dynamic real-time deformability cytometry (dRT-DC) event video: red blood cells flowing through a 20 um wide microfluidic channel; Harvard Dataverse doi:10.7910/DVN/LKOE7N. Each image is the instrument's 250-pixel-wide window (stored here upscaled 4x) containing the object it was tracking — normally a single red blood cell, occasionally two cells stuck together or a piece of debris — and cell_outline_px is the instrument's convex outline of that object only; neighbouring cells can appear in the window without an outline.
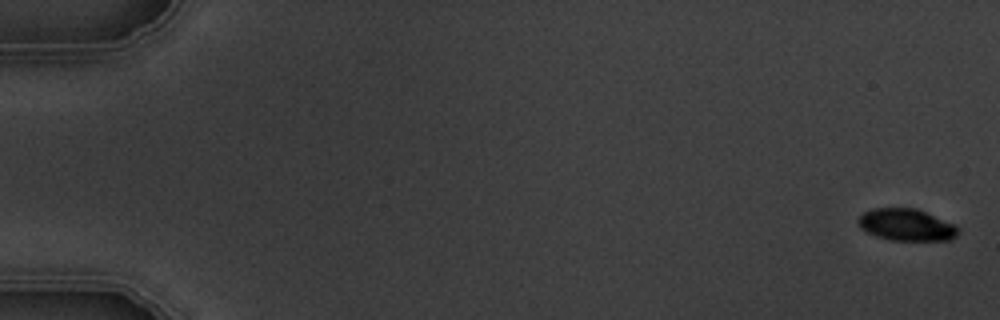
{"species": "common noctule bat (a hibernating species)", "species_latin": "Nyctalus noctula", "temperature_condition": "warm", "stored_images_in_passage": 4, "camera_frame_rate_fps": 3000, "um_per_image_px": 0.085, "animal": {"sex": "male", "body_mass_g": 19.5, "forearm_length_mm": 54.6}, "frame": {"image": 1, "passage_image": 1, "time_ms": 0.0, "image_size_px": [1000, 320], "cell_outline_px": [[960, 232], [952, 240], [888, 240], [864, 232], [860, 228], [856, 220], [864, 212], [872, 208], [916, 208], [952, 224], [960, 228]], "centroid_in_image_um": [77.0, 19.12], "position_along_channel_um": 8.0, "area_um2": 18.67}}